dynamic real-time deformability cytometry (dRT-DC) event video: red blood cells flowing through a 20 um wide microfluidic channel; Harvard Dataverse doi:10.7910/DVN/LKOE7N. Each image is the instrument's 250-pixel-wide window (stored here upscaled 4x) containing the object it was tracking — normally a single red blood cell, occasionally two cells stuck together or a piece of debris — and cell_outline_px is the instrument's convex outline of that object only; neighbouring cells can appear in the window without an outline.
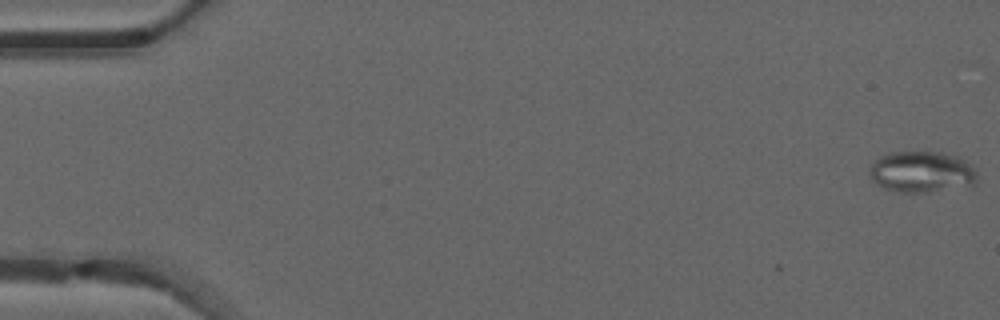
{"species": "common noctule bat (a hibernating species)", "species_latin": "Nyctalus noctula", "temperature_condition": "warm", "stored_images_in_passage": 50, "camera_frame_rate_fps": 3000, "um_per_image_px": 0.085, "animal": {"sex": "male", "forearm_length_mm": 52.5}, "frame": {"image": 1, "passage_image": 1, "time_ms": 0.0, "image_size_px": [1000, 320], "cell_outline_px": [[976, 180], [972, 184], [928, 192], [900, 192], [884, 188], [876, 184], [868, 176], [868, 172], [872, 160], [876, 156], [888, 152], [940, 152], [956, 156], [964, 160], [976, 172]], "centroid_in_image_um": [78.22, 14.59], "position_along_channel_um": 6.8, "area_um2": 25.84}}
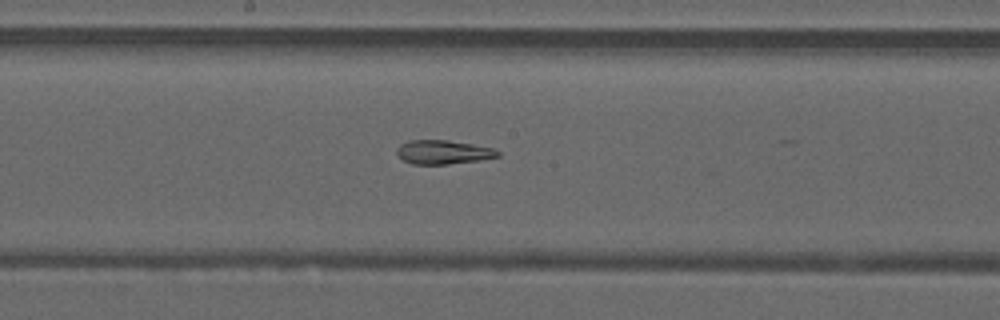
{"frame": {"image": 2, "passage_image": 27, "time_ms": 8.667, "image_size_px": [1000, 320], "cell_outline_px": [[500, 156], [480, 160], [448, 164], [412, 164], [404, 160], [396, 152], [396, 148], [400, 144], [408, 140], [448, 140], [472, 144], [492, 148], [500, 152]], "centroid_in_image_um": [37.66, 12.92], "position_along_channel_um": 210.5, "area_um2": 14.05}}
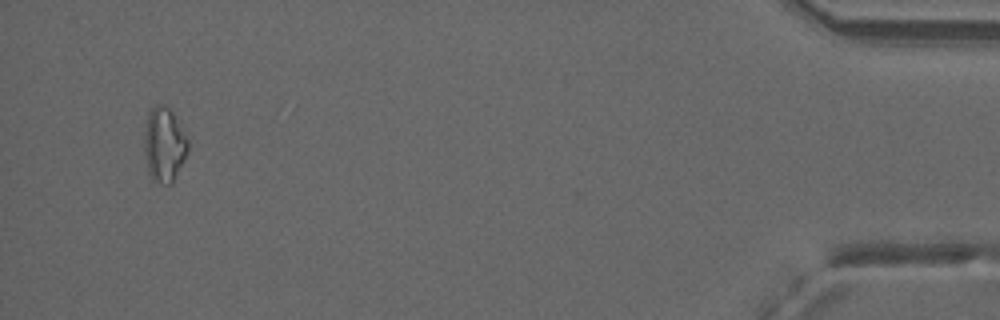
{"frame": {"image": 3, "passage_image": 48, "time_ms": 15.667, "image_size_px": [1000, 320], "cell_outline_px": [[188, 152], [172, 184], [160, 184], [152, 180], [148, 172], [144, 152], [144, 132], [148, 112], [156, 104], [164, 104], [172, 112], [188, 140]], "centroid_in_image_um": [13.93, 12.32], "position_along_channel_um": 421.3, "area_um2": 19.07}, "authors_computed_cell_mechanics": {"area_um2": 17.918, "velocity_mm_per_s": 4.1398, "shape_relaxation_time_tau1_ms": null, "shape_relaxation_time_tau2_ms": 4.7517, "deformation_change_tau1": null, "deformation_change_tau2": 0.1385}}